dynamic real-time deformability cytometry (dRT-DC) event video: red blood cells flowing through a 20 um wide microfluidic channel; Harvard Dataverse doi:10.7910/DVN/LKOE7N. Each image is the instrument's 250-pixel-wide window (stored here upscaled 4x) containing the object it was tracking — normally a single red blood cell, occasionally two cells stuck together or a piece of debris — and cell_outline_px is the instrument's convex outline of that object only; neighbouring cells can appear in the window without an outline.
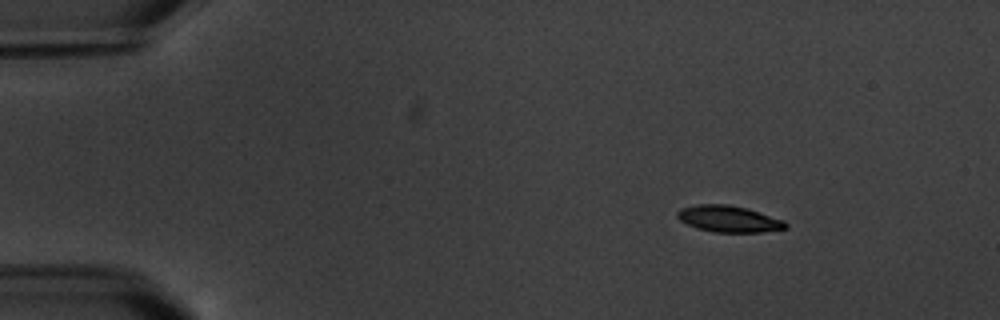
{"species": "common noctule bat (a hibernating species)", "species_latin": "Nyctalus noctula", "temperature_condition": "warm", "stored_images_in_passage": 5, "camera_frame_rate_fps": 3000, "um_per_image_px": 0.085, "animal": {"sex": "male", "body_mass_g": 20.1, "forearm_length_mm": 53.5}, "frame": {"image": 1, "passage_image": 2, "time_ms": 1.333, "image_size_px": [1000, 320], "cell_outline_px": [[788, 228], [760, 232], [716, 232], [696, 228], [680, 220], [676, 216], [676, 212], [680, 208], [696, 204], [728, 204], [748, 208], [784, 220], [788, 224]], "centroid_in_image_um": [61.94, 18.59], "position_along_channel_um": 23.1, "area_um2": 16.82}}
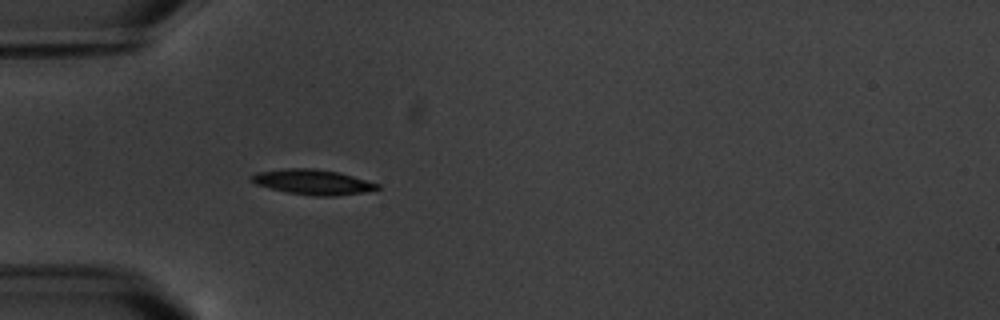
{"frame": {"image": 2, "passage_image": 5, "time_ms": 4.667, "image_size_px": [1000, 320], "cell_outline_px": [[380, 188], [364, 192], [332, 196], [316, 196], [284, 192], [256, 184], [248, 176], [260, 172], [288, 168], [312, 168], [336, 172], [352, 176], [380, 184]], "centroid_in_image_um": [26.58, 15.48], "position_along_channel_um": 58.4, "area_um2": 18.15}}